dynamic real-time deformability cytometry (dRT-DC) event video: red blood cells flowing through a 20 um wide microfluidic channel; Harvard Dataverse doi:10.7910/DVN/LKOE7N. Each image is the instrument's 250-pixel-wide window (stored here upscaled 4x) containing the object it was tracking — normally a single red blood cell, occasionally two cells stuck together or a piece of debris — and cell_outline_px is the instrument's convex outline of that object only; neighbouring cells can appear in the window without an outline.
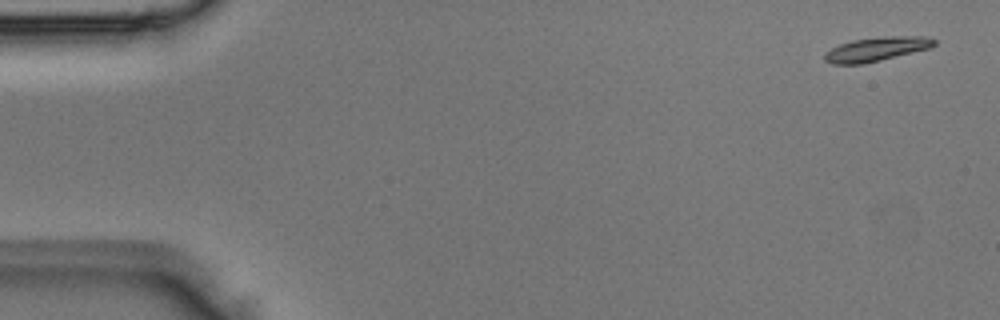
{"species": "Egyptian fruit bat (a non-hibernating species)", "species_latin": "Rousettus aegyptiacus", "temperature_condition": "room temperature", "stored_images_in_passage": 5, "camera_frame_rate_fps": 3000, "um_per_image_px": 0.085, "animal": {"sex": "male"}, "frame": {"image": 1, "passage_image": 1, "time_ms": 0.0, "image_size_px": [1000, 320], "cell_outline_px": [[936, 44], [928, 48], [864, 64], [832, 64], [824, 60], [824, 56], [832, 48], [840, 44], [852, 40], [884, 36], [924, 36], [936, 40]], "centroid_in_image_um": [74.49, 4.17], "position_along_channel_um": 10.5, "area_um2": 15.14}}
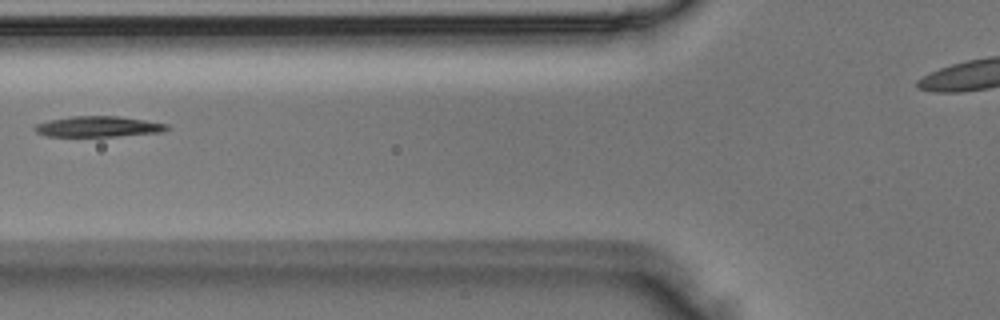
{"frame": {"image": 2, "passage_image": 5, "time_ms": 1.333, "image_size_px": [1000, 320], "cell_outline_px": [[168, 128], [164, 132], [116, 136], [48, 136], [36, 132], [32, 128], [36, 124], [48, 120], [72, 116], [120, 116], [168, 124]], "centroid_in_image_um": [8.34, 10.75], "position_along_channel_um": 117.5, "area_um2": 15.9}}